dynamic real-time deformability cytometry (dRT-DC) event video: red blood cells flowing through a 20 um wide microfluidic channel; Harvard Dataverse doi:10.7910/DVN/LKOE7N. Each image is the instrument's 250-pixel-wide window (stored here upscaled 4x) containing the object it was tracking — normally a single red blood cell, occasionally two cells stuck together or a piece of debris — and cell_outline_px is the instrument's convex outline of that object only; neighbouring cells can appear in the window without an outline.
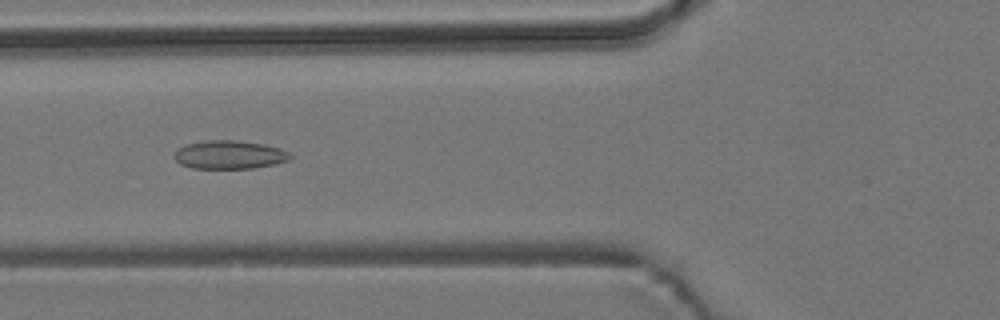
{"species": "common noctule bat (a hibernating species)", "species_latin": "Nyctalus noctula", "temperature_condition": "room temperature", "stored_images_in_passage": 55, "camera_frame_rate_fps": 3000, "um_per_image_px": 0.085, "animal": {"sex": "male", "body_mass_g": 19.2, "forearm_length_mm": 51.8}, "frame": {"image": 1, "passage_image": 20, "time_ms": 6.333, "image_size_px": [1000, 320], "cell_outline_px": [[292, 156], [288, 160], [276, 164], [252, 168], [192, 168], [180, 164], [172, 156], [176, 148], [184, 144], [208, 140], [236, 140], [264, 144], [280, 148], [288, 152]], "centroid_in_image_um": [19.46, 13.14], "position_along_channel_um": 106.3, "area_um2": 19.36}}
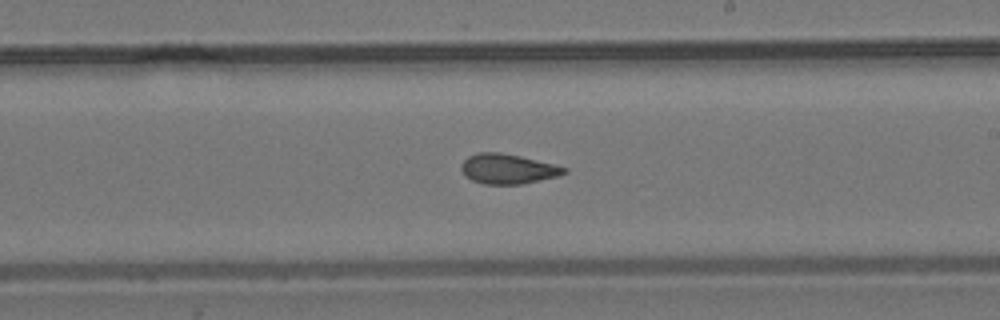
{"frame": {"image": 2, "passage_image": 31, "time_ms": 10.0, "image_size_px": [1000, 320], "cell_outline_px": [[568, 172], [560, 176], [520, 184], [484, 184], [472, 180], [464, 176], [460, 168], [460, 164], [468, 156], [476, 152], [500, 152], [520, 156], [556, 164], [568, 168]], "centroid_in_image_um": [43.17, 14.35], "position_along_channel_um": 245.8, "area_um2": 18.21}}
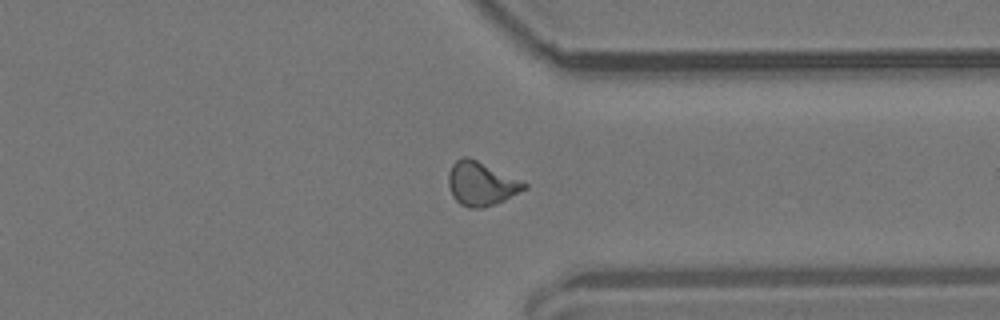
{"frame": {"image": 3, "passage_image": 41, "time_ms": 13.333, "image_size_px": [1000, 320], "cell_outline_px": [[528, 188], [504, 200], [484, 208], [468, 208], [460, 204], [452, 196], [448, 184], [448, 172], [452, 164], [460, 156], [468, 156], [520, 180], [528, 184]], "centroid_in_image_um": [40.87, 15.61], "position_along_channel_um": 370.5, "area_um2": 19.36}, "authors_computed_cell_mechanics": {"area_um2": 18.4382, "velocity_mm_per_s": 3.7948, "shape_relaxation_time_tau1_ms": null, "shape_relaxation_time_tau2_ms": 1.8628, "deformation_change_tau1": null, "deformation_change_tau2": 0.0799}}